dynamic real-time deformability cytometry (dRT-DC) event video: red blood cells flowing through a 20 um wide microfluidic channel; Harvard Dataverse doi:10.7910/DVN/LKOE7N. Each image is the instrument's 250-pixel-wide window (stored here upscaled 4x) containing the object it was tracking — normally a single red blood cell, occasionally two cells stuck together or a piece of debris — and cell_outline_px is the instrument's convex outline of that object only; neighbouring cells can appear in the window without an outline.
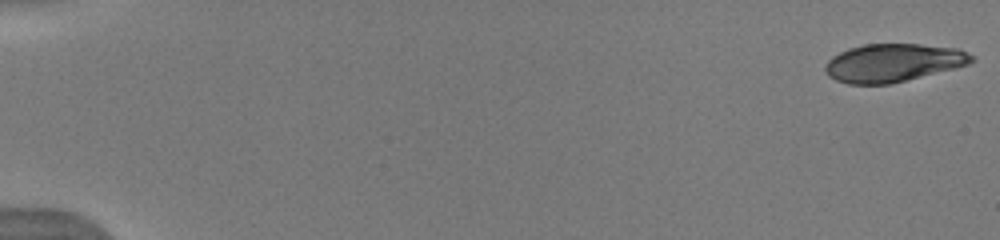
{"species": "human", "species_latin": "Homo sapiens", "temperature_condition": "warm", "stored_images_in_passage": 52, "camera_frame_rate_fps": 3000, "um_per_image_px": 0.085, "donor": {"sex": "male"}, "frame": {"image": 1, "passage_image": 1, "time_ms": 0.0, "image_size_px": [1000, 240], "cell_outline_px": [[976, 60], [968, 64], [956, 68], [888, 84], [848, 84], [836, 80], [828, 76], [824, 72], [824, 68], [828, 60], [832, 56], [848, 48], [864, 44], [920, 44], [960, 48], [972, 56]], "centroid_in_image_um": [75.9, 5.33], "position_along_channel_um": 9.1, "area_um2": 32.54}}
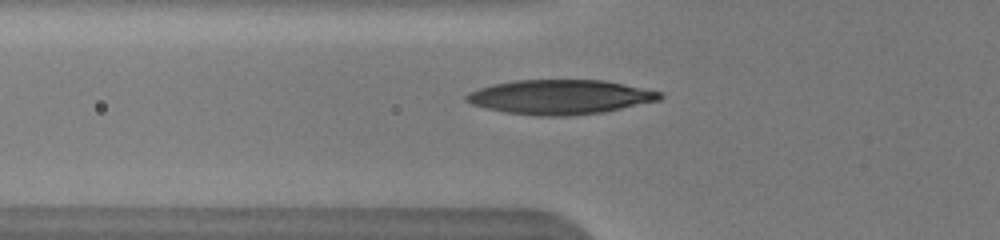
{"frame": {"image": 2, "passage_image": 20, "time_ms": 6.333, "image_size_px": [1000, 240], "cell_outline_px": [[664, 96], [660, 100], [604, 112], [568, 116], [540, 116], [504, 112], [472, 104], [464, 100], [464, 96], [468, 92], [492, 84], [516, 80], [604, 80], [664, 92]], "centroid_in_image_um": [47.63, 8.24], "position_along_channel_um": 78.2, "area_um2": 39.02}}
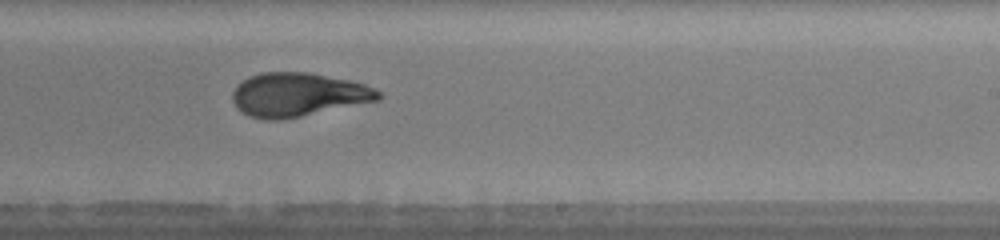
{"frame": {"image": 3, "passage_image": 34, "time_ms": 11.0, "image_size_px": [1000, 240], "cell_outline_px": [[380, 100], [280, 120], [264, 120], [248, 116], [236, 108], [232, 100], [232, 92], [236, 84], [248, 76], [260, 72], [308, 72], [348, 80], [364, 84], [380, 92]], "centroid_in_image_um": [25.26, 8.04], "position_along_channel_um": 263.7, "area_um2": 37.22}, "authors_computed_cell_mechanics": {"area_um2": 36.0383, "velocity_mm_per_s": 3.9672, "shape_relaxation_time_tau1_ms": 5.8628, "shape_relaxation_time_tau2_ms": 1.3208, "deformation_change_tau1": 0.218, "deformation_change_tau2": 0.0727}}